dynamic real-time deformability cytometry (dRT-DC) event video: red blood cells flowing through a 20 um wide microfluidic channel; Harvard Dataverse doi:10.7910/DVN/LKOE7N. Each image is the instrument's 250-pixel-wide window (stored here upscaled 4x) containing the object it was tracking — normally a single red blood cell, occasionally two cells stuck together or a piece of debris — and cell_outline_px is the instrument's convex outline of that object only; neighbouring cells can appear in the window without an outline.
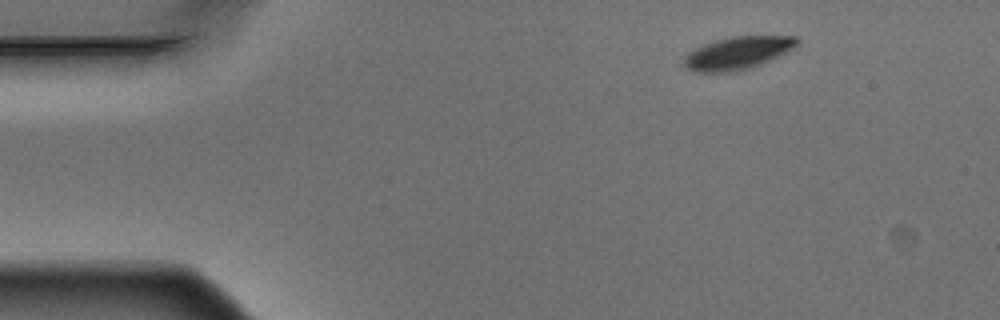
{"species": "Egyptian fruit bat (a non-hibernating species)", "species_latin": "Rousettus aegyptiacus", "temperature_condition": "warm", "stored_images_in_passage": 6, "camera_frame_rate_fps": 3000, "um_per_image_px": 0.085, "animal": {"sex": "male"}, "frame": {"image": 1, "passage_image": 1, "time_ms": 0.0, "image_size_px": [1000, 320], "cell_outline_px": [[800, 40], [796, 48], [788, 52], [752, 68], [732, 72], [696, 72], [688, 68], [684, 64], [684, 56], [688, 52], [704, 44], [716, 40], [732, 36], [796, 36]], "centroid_in_image_um": [62.75, 4.5], "position_along_channel_um": 22.2, "area_um2": 21.68}}
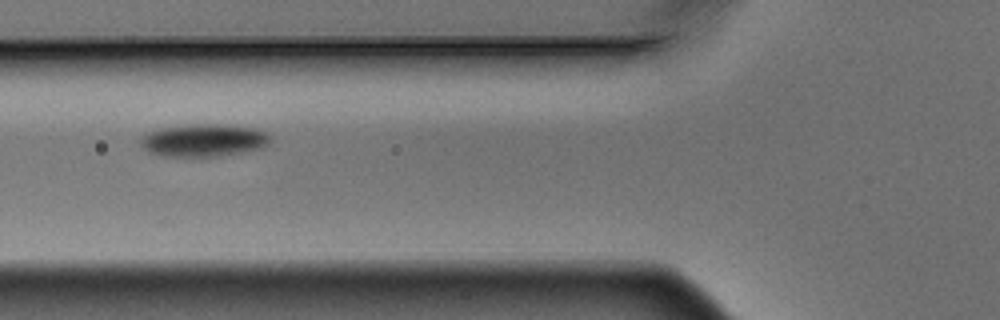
{"frame": {"image": 2, "passage_image": 5, "time_ms": 1.333, "image_size_px": [1000, 320], "cell_outline_px": [[268, 144], [260, 148], [220, 156], [160, 156], [148, 152], [140, 144], [140, 136], [148, 132], [160, 128], [192, 124], [232, 124], [256, 128], [264, 132], [268, 136]], "centroid_in_image_um": [17.26, 11.91], "position_along_channel_um": 108.5, "area_um2": 24.68}}
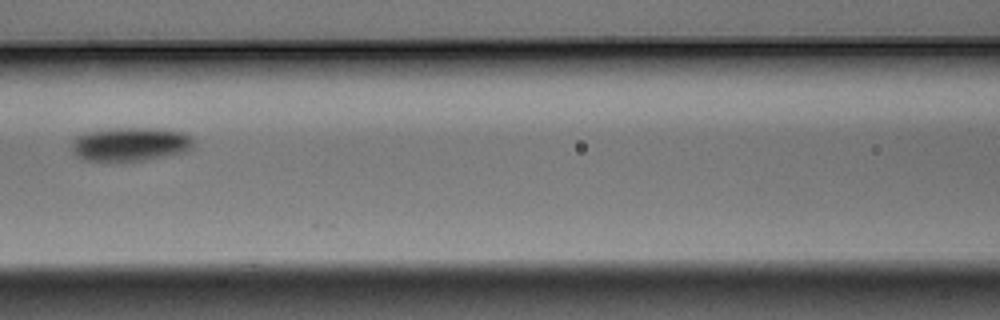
{"frame": {"image": 3, "passage_image": 6, "time_ms": 1.667, "image_size_px": [1000, 320], "cell_outline_px": [[192, 148], [188, 152], [172, 156], [144, 160], [84, 160], [72, 148], [72, 144], [76, 136], [84, 132], [116, 128], [152, 128], [184, 132], [192, 140]], "centroid_in_image_um": [11.14, 12.25], "position_along_channel_um": 155.5, "area_um2": 23.76}}